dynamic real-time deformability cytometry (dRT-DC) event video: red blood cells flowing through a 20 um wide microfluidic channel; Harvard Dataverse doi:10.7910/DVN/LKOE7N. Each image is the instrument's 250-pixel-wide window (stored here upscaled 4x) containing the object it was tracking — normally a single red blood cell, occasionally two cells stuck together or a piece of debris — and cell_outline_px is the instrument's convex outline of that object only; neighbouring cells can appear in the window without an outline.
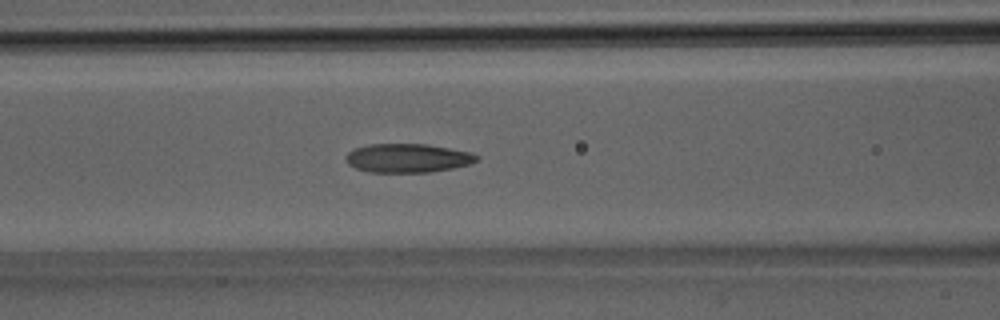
{"species": "Egyptian fruit bat (a non-hibernating species)", "species_latin": "Rousettus aegyptiacus", "temperature_condition": "room temperature", "stored_images_in_passage": 37, "camera_frame_rate_fps": 3000, "um_per_image_px": 0.085, "animal": {"sex": "male"}, "frame": {"image": 1, "passage_image": 16, "time_ms": 5.0, "image_size_px": [1000, 320], "cell_outline_px": [[480, 156], [472, 164], [452, 168], [428, 172], [368, 172], [356, 168], [348, 164], [348, 152], [356, 148], [368, 144], [428, 144], [472, 152]], "centroid_in_image_um": [34.7, 13.43], "position_along_channel_um": 131.9, "area_um2": 21.91}}
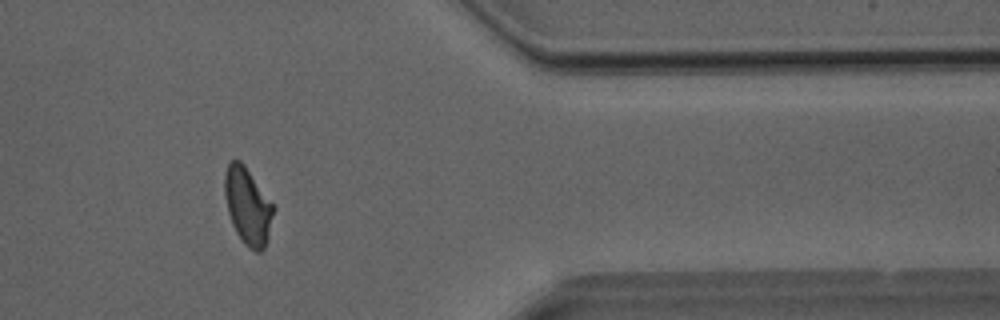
{"frame": {"image": 2, "passage_image": 31, "time_ms": 10.0, "image_size_px": [1000, 320], "cell_outline_px": [[276, 208], [268, 240], [264, 248], [260, 252], [256, 252], [248, 248], [244, 244], [236, 232], [232, 224], [228, 212], [224, 196], [224, 172], [228, 164], [232, 160], [240, 160], [244, 164]], "centroid_in_image_um": [21.07, 17.54], "position_along_channel_um": 390.3, "area_um2": 22.14}}
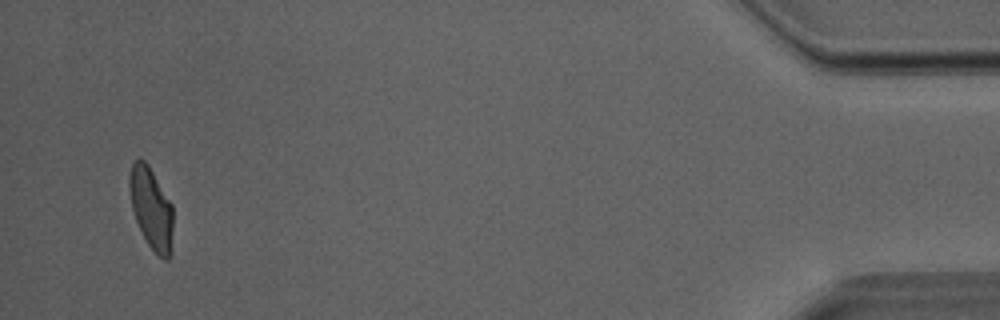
{"frame": {"image": 3, "passage_image": 36, "time_ms": 11.667, "image_size_px": [1000, 320], "cell_outline_px": [[172, 252], [168, 260], [164, 260], [148, 244], [136, 220], [132, 208], [128, 188], [128, 176], [132, 164], [136, 160], [144, 160], [148, 164], [172, 204]], "centroid_in_image_um": [12.85, 17.7], "position_along_channel_um": 422.3, "area_um2": 20.63}}